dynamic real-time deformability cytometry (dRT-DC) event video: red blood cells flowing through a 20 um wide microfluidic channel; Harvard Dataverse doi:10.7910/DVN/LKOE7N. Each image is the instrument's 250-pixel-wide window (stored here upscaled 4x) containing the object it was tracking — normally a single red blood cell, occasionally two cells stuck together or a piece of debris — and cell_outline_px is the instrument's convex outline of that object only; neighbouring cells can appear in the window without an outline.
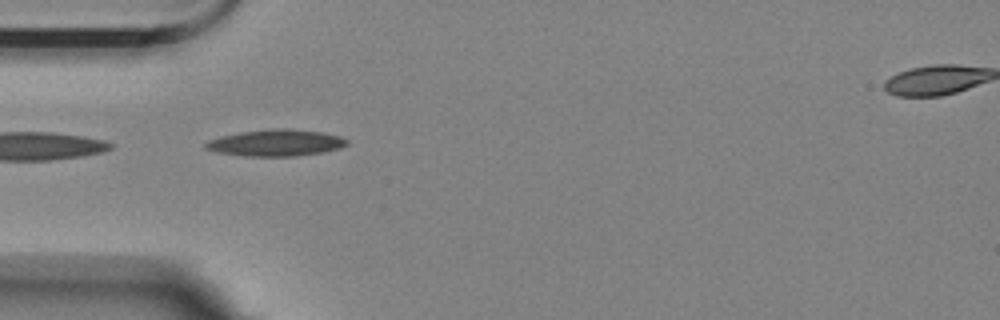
{"species": "Egyptian fruit bat (a non-hibernating species)", "species_latin": "Rousettus aegyptiacus", "temperature_condition": "room temperature", "stored_images_in_passage": 2, "camera_frame_rate_fps": 3000, "um_per_image_px": 0.085, "animal": {"sex": "female"}, "frame": {"image": 1, "passage_image": 2, "time_ms": 1.333, "image_size_px": [1000, 320], "cell_outline_px": [[348, 144], [340, 148], [324, 152], [296, 156], [248, 156], [216, 152], [204, 148], [204, 144], [208, 140], [220, 136], [240, 132], [276, 128], [288, 128], [320, 132], [340, 136], [348, 140]], "centroid_in_image_um": [23.44, 12.14], "position_along_channel_um": 61.6, "area_um2": 21.91}}